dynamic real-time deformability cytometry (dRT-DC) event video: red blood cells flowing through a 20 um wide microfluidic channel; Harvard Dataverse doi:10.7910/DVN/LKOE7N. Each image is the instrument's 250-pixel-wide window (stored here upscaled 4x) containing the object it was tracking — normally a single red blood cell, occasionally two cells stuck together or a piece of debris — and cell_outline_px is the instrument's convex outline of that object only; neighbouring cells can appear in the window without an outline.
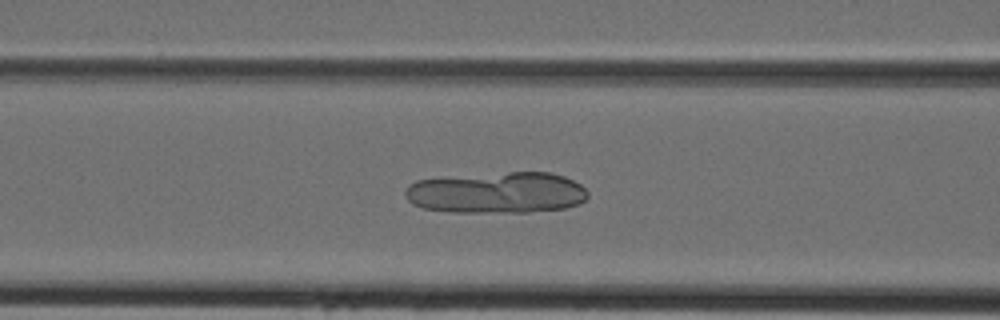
{"species": "Egyptian fruit bat (a non-hibernating species)", "species_latin": "Rousettus aegyptiacus", "temperature_condition": "cold", "stored_images_in_passage": 43, "camera_frame_rate_fps": 3000, "um_per_image_px": 0.085, "animal": {"sex": "female"}, "frame": {"image": 1, "passage_image": 17, "time_ms": 5.333, "image_size_px": [1000, 320], "cell_outline_px": [[588, 196], [580, 204], [564, 208], [528, 212], [456, 212], [424, 208], [412, 204], [404, 196], [404, 192], [408, 184], [416, 180], [508, 172], [552, 172], [564, 176], [580, 184], [588, 192]], "centroid_in_image_um": [42.25, 16.38], "position_along_channel_um": 124.4, "area_um2": 43.87}}
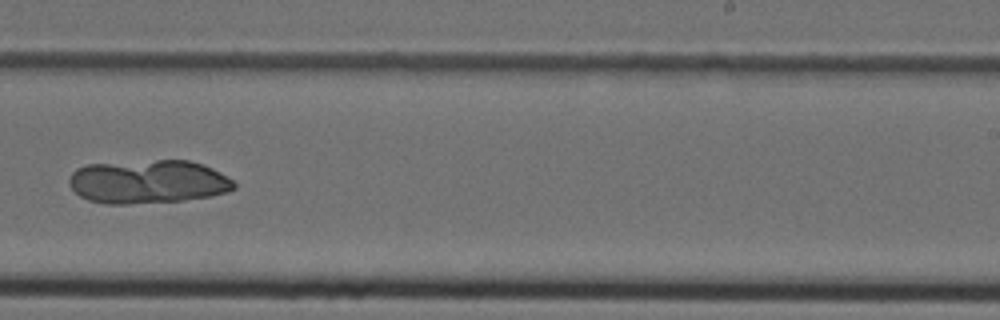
{"frame": {"image": 2, "passage_image": 27, "time_ms": 8.667, "image_size_px": [1000, 320], "cell_outline_px": [[236, 188], [228, 192], [212, 196], [184, 200], [128, 204], [104, 204], [88, 200], [80, 196], [68, 184], [68, 180], [72, 172], [76, 168], [88, 164], [156, 160], [188, 160], [204, 164], [220, 172], [232, 180], [236, 184]], "centroid_in_image_um": [12.59, 15.45], "position_along_channel_um": 276.4, "area_um2": 42.19}}
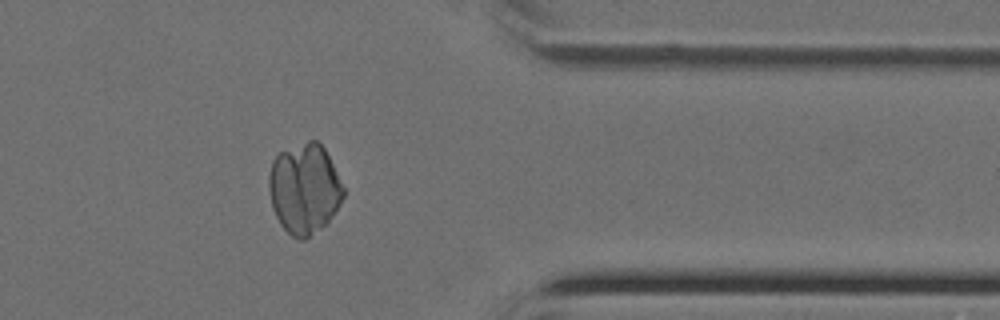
{"frame": {"image": 3, "passage_image": 35, "time_ms": 11.333, "image_size_px": [1000, 320], "cell_outline_px": [[344, 196], [340, 204], [332, 216], [320, 228], [304, 240], [300, 240], [292, 236], [280, 224], [272, 208], [268, 188], [268, 180], [272, 160], [280, 152], [308, 140], [316, 140], [324, 148], [344, 188]], "centroid_in_image_um": [25.85, 16.04], "position_along_channel_um": 385.6, "area_um2": 38.9}}